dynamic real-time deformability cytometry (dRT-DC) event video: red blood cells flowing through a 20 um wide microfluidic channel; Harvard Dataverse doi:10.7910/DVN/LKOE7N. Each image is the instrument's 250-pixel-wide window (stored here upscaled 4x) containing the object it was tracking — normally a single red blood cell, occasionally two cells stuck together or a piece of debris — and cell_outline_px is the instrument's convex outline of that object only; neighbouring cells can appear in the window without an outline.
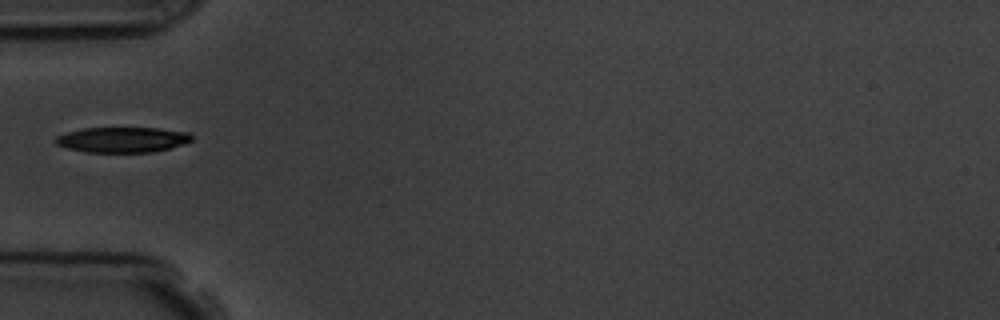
{"species": "common noctule bat (a hibernating species)", "species_latin": "Nyctalus noctula", "temperature_condition": "room temperature", "stored_images_in_passage": 2, "camera_frame_rate_fps": 3000, "um_per_image_px": 0.085, "animal": {"sex": "male", "body_mass_g": 19.5, "forearm_length_mm": 54.6}, "frame": {"image": 1, "passage_image": 1, "time_ms": 0.0, "image_size_px": [1000, 320], "cell_outline_px": [[192, 140], [168, 148], [152, 152], [84, 152], [68, 148], [56, 144], [52, 140], [56, 136], [68, 132], [84, 128], [156, 128], [188, 132], [192, 136]], "centroid_in_image_um": [10.35, 11.87], "position_along_channel_um": 74.7, "area_um2": 19.94}}